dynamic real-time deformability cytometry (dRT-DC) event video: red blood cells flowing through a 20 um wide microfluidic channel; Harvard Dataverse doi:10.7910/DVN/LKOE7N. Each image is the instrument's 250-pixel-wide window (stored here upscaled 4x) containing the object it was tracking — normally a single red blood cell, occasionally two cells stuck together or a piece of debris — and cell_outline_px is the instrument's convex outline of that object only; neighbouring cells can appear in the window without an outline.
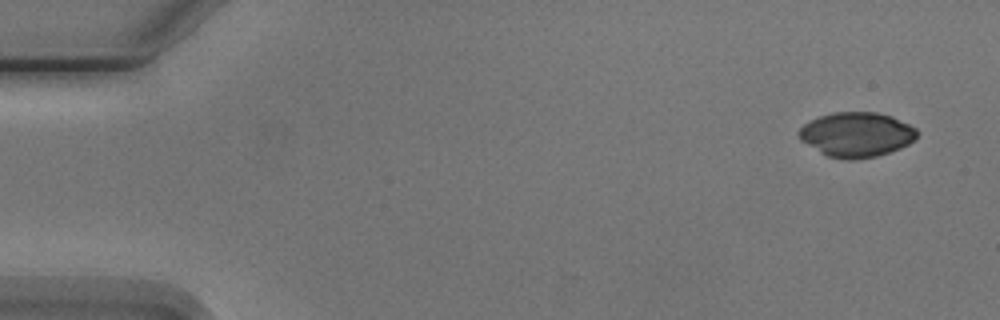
{"species": "Egyptian fruit bat (a non-hibernating species)", "species_latin": "Rousettus aegyptiacus", "temperature_condition": "cold", "stored_images_in_passage": 6, "camera_frame_rate_fps": 3000, "um_per_image_px": 0.085, "animal": {"sex": "male"}, "frame": {"image": 1, "passage_image": 1, "time_ms": 0.0, "image_size_px": [1000, 320], "cell_outline_px": [[916, 136], [908, 144], [900, 148], [876, 156], [852, 160], [848, 160], [828, 156], [820, 152], [800, 140], [796, 132], [808, 120], [832, 112], [876, 112], [892, 116], [916, 128]], "centroid_in_image_um": [72.75, 11.43], "position_along_channel_um": 12.2, "area_um2": 30.69}}